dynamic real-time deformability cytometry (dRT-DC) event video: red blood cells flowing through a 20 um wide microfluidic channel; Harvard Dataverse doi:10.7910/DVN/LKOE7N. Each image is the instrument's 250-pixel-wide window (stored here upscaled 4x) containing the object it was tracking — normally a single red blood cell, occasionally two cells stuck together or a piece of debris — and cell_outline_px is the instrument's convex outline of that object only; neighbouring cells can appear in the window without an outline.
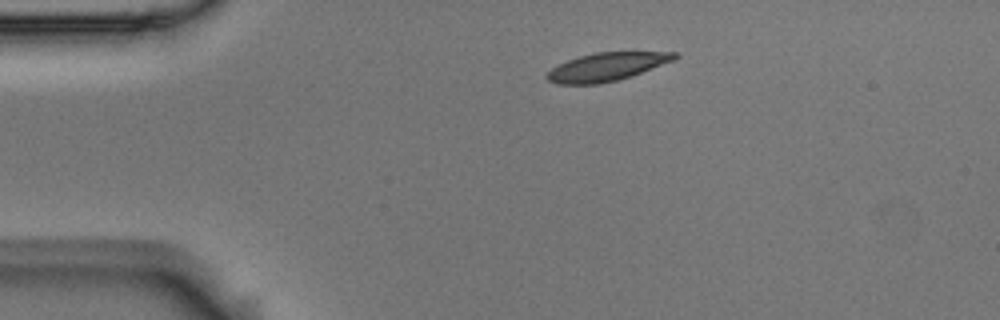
{"species": "Egyptian fruit bat (a non-hibernating species)", "species_latin": "Rousettus aegyptiacus", "temperature_condition": "room temperature", "stored_images_in_passage": 3, "camera_frame_rate_fps": 3000, "um_per_image_px": 0.085, "animal": {"sex": "male"}, "frame": {"image": 1, "passage_image": 1, "time_ms": 0.0, "image_size_px": [1000, 320], "cell_outline_px": [[680, 56], [672, 60], [632, 76], [600, 84], [556, 84], [548, 80], [544, 76], [552, 68], [568, 60], [580, 56], [596, 52], [676, 52]], "centroid_in_image_um": [51.54, 5.68], "position_along_channel_um": 33.5, "area_um2": 20.75}}
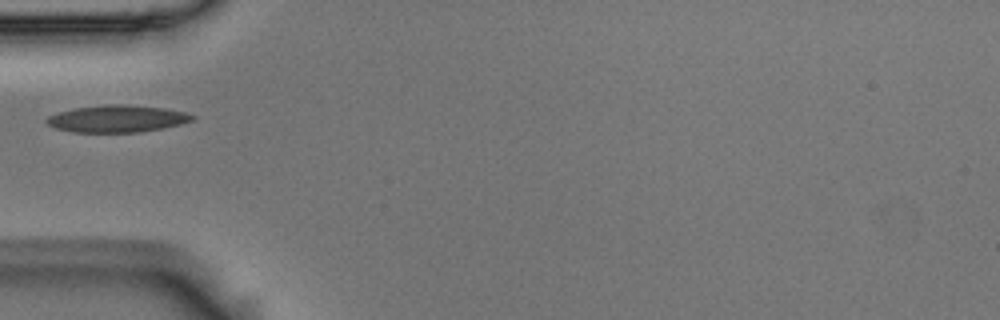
{"frame": {"image": 2, "passage_image": 3, "time_ms": 0.667, "image_size_px": [1000, 320], "cell_outline_px": [[196, 116], [192, 120], [180, 124], [164, 128], [140, 132], [72, 132], [56, 128], [48, 124], [44, 120], [48, 116], [60, 112], [76, 108], [104, 104], [124, 104], [164, 108], [184, 112]], "centroid_in_image_um": [9.95, 10.09], "position_along_channel_um": 75.0, "area_um2": 22.89}}